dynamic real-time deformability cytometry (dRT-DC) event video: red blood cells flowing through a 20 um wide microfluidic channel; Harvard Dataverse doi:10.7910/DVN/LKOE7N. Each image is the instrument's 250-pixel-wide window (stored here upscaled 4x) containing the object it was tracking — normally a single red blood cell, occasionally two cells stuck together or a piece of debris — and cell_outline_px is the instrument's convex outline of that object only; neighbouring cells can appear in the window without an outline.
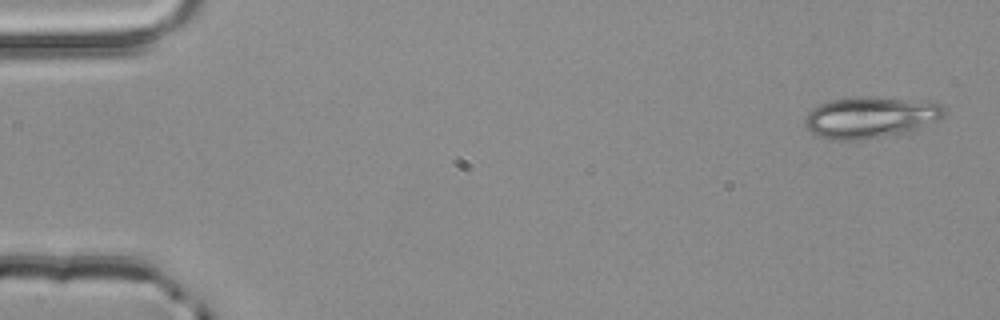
{"species": "common noctule bat (a hibernating species)", "species_latin": "Nyctalus noctula", "temperature_condition": "room temperature", "stored_images_in_passage": 2, "camera_frame_rate_fps": 3000, "um_per_image_px": 0.085, "animal": {"sex": "male", "body_mass_g": 20.4}, "frame": {"image": 1, "passage_image": 2, "time_ms": 0.333, "image_size_px": [1000, 320], "cell_outline_px": [[944, 116], [936, 120], [908, 132], [860, 140], [836, 140], [820, 136], [812, 132], [804, 124], [804, 120], [808, 112], [812, 108], [820, 104], [832, 100], [856, 96], [872, 96], [920, 100], [944, 104]], "centroid_in_image_um": [73.99, 9.95], "position_along_channel_um": 11.0, "area_um2": 33.58}}